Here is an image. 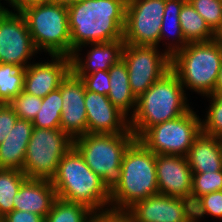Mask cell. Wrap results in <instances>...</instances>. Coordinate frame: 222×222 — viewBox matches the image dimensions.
Returning <instances> with one entry per match:
<instances>
[{
	"label": "cell",
	"mask_w": 222,
	"mask_h": 222,
	"mask_svg": "<svg viewBox=\"0 0 222 222\" xmlns=\"http://www.w3.org/2000/svg\"><path fill=\"white\" fill-rule=\"evenodd\" d=\"M18 118L33 121L41 110L42 98L22 91L9 103Z\"/></svg>",
	"instance_id": "obj_32"
},
{
	"label": "cell",
	"mask_w": 222,
	"mask_h": 222,
	"mask_svg": "<svg viewBox=\"0 0 222 222\" xmlns=\"http://www.w3.org/2000/svg\"><path fill=\"white\" fill-rule=\"evenodd\" d=\"M220 145H221V148H222V138H220Z\"/></svg>",
	"instance_id": "obj_43"
},
{
	"label": "cell",
	"mask_w": 222,
	"mask_h": 222,
	"mask_svg": "<svg viewBox=\"0 0 222 222\" xmlns=\"http://www.w3.org/2000/svg\"><path fill=\"white\" fill-rule=\"evenodd\" d=\"M80 0H49V2L58 4V5H63V6H70L72 4H75L76 2H79Z\"/></svg>",
	"instance_id": "obj_40"
},
{
	"label": "cell",
	"mask_w": 222,
	"mask_h": 222,
	"mask_svg": "<svg viewBox=\"0 0 222 222\" xmlns=\"http://www.w3.org/2000/svg\"><path fill=\"white\" fill-rule=\"evenodd\" d=\"M222 66V46L214 39L188 43L171 56V70L182 86L205 96L213 94Z\"/></svg>",
	"instance_id": "obj_5"
},
{
	"label": "cell",
	"mask_w": 222,
	"mask_h": 222,
	"mask_svg": "<svg viewBox=\"0 0 222 222\" xmlns=\"http://www.w3.org/2000/svg\"><path fill=\"white\" fill-rule=\"evenodd\" d=\"M87 133L120 134L132 133L129 119L119 111L106 95L85 89Z\"/></svg>",
	"instance_id": "obj_15"
},
{
	"label": "cell",
	"mask_w": 222,
	"mask_h": 222,
	"mask_svg": "<svg viewBox=\"0 0 222 222\" xmlns=\"http://www.w3.org/2000/svg\"><path fill=\"white\" fill-rule=\"evenodd\" d=\"M32 121L18 118L4 142L0 144V168L23 170Z\"/></svg>",
	"instance_id": "obj_20"
},
{
	"label": "cell",
	"mask_w": 222,
	"mask_h": 222,
	"mask_svg": "<svg viewBox=\"0 0 222 222\" xmlns=\"http://www.w3.org/2000/svg\"><path fill=\"white\" fill-rule=\"evenodd\" d=\"M102 211H93L86 222H130L127 211L104 208Z\"/></svg>",
	"instance_id": "obj_36"
},
{
	"label": "cell",
	"mask_w": 222,
	"mask_h": 222,
	"mask_svg": "<svg viewBox=\"0 0 222 222\" xmlns=\"http://www.w3.org/2000/svg\"><path fill=\"white\" fill-rule=\"evenodd\" d=\"M185 1L186 0H165V10H164V15L162 19L160 41L161 39L163 40L165 35H167L166 28H167V24L169 23H171L170 26L174 30L173 33H175V35L174 34L173 35L176 37L175 39H177L178 41V42L176 41L175 44L173 43V45L172 43L171 44L168 43L169 48H167L166 52L170 56L174 55L177 51L183 49L188 44L182 33V29H181L180 21H179V14Z\"/></svg>",
	"instance_id": "obj_27"
},
{
	"label": "cell",
	"mask_w": 222,
	"mask_h": 222,
	"mask_svg": "<svg viewBox=\"0 0 222 222\" xmlns=\"http://www.w3.org/2000/svg\"><path fill=\"white\" fill-rule=\"evenodd\" d=\"M57 198L80 203L92 211L110 205V194L102 179L85 163L79 151L72 146L61 158L56 174L51 179Z\"/></svg>",
	"instance_id": "obj_3"
},
{
	"label": "cell",
	"mask_w": 222,
	"mask_h": 222,
	"mask_svg": "<svg viewBox=\"0 0 222 222\" xmlns=\"http://www.w3.org/2000/svg\"><path fill=\"white\" fill-rule=\"evenodd\" d=\"M10 2V5L16 9L17 12H22L25 8L37 5L45 2H49V0H7Z\"/></svg>",
	"instance_id": "obj_38"
},
{
	"label": "cell",
	"mask_w": 222,
	"mask_h": 222,
	"mask_svg": "<svg viewBox=\"0 0 222 222\" xmlns=\"http://www.w3.org/2000/svg\"><path fill=\"white\" fill-rule=\"evenodd\" d=\"M214 40L222 46V23L214 33Z\"/></svg>",
	"instance_id": "obj_41"
},
{
	"label": "cell",
	"mask_w": 222,
	"mask_h": 222,
	"mask_svg": "<svg viewBox=\"0 0 222 222\" xmlns=\"http://www.w3.org/2000/svg\"><path fill=\"white\" fill-rule=\"evenodd\" d=\"M35 51L25 17L0 4V63L27 67Z\"/></svg>",
	"instance_id": "obj_12"
},
{
	"label": "cell",
	"mask_w": 222,
	"mask_h": 222,
	"mask_svg": "<svg viewBox=\"0 0 222 222\" xmlns=\"http://www.w3.org/2000/svg\"><path fill=\"white\" fill-rule=\"evenodd\" d=\"M164 10L165 0H127L124 44L157 46Z\"/></svg>",
	"instance_id": "obj_11"
},
{
	"label": "cell",
	"mask_w": 222,
	"mask_h": 222,
	"mask_svg": "<svg viewBox=\"0 0 222 222\" xmlns=\"http://www.w3.org/2000/svg\"><path fill=\"white\" fill-rule=\"evenodd\" d=\"M192 174V190L190 195L192 203L205 194L222 191V170Z\"/></svg>",
	"instance_id": "obj_29"
},
{
	"label": "cell",
	"mask_w": 222,
	"mask_h": 222,
	"mask_svg": "<svg viewBox=\"0 0 222 222\" xmlns=\"http://www.w3.org/2000/svg\"><path fill=\"white\" fill-rule=\"evenodd\" d=\"M193 214L198 218L209 214L222 219V191L211 192L199 197L193 203Z\"/></svg>",
	"instance_id": "obj_33"
},
{
	"label": "cell",
	"mask_w": 222,
	"mask_h": 222,
	"mask_svg": "<svg viewBox=\"0 0 222 222\" xmlns=\"http://www.w3.org/2000/svg\"><path fill=\"white\" fill-rule=\"evenodd\" d=\"M17 119L18 116L10 104L0 103V144L4 142Z\"/></svg>",
	"instance_id": "obj_35"
},
{
	"label": "cell",
	"mask_w": 222,
	"mask_h": 222,
	"mask_svg": "<svg viewBox=\"0 0 222 222\" xmlns=\"http://www.w3.org/2000/svg\"><path fill=\"white\" fill-rule=\"evenodd\" d=\"M56 199L57 194L50 180L27 178L13 198L14 210L31 212L44 219Z\"/></svg>",
	"instance_id": "obj_18"
},
{
	"label": "cell",
	"mask_w": 222,
	"mask_h": 222,
	"mask_svg": "<svg viewBox=\"0 0 222 222\" xmlns=\"http://www.w3.org/2000/svg\"><path fill=\"white\" fill-rule=\"evenodd\" d=\"M108 73L110 76V90L107 97L126 117L130 109L135 106L131 114L133 116L136 111L137 98L130 88L125 62L120 59L108 70Z\"/></svg>",
	"instance_id": "obj_22"
},
{
	"label": "cell",
	"mask_w": 222,
	"mask_h": 222,
	"mask_svg": "<svg viewBox=\"0 0 222 222\" xmlns=\"http://www.w3.org/2000/svg\"><path fill=\"white\" fill-rule=\"evenodd\" d=\"M199 220V218L198 217H196L194 214H192L189 218H187L185 221H183V222H197L198 220Z\"/></svg>",
	"instance_id": "obj_42"
},
{
	"label": "cell",
	"mask_w": 222,
	"mask_h": 222,
	"mask_svg": "<svg viewBox=\"0 0 222 222\" xmlns=\"http://www.w3.org/2000/svg\"><path fill=\"white\" fill-rule=\"evenodd\" d=\"M127 0H80L68 6L71 55L82 45L123 40Z\"/></svg>",
	"instance_id": "obj_1"
},
{
	"label": "cell",
	"mask_w": 222,
	"mask_h": 222,
	"mask_svg": "<svg viewBox=\"0 0 222 222\" xmlns=\"http://www.w3.org/2000/svg\"><path fill=\"white\" fill-rule=\"evenodd\" d=\"M62 97L60 129L72 139L87 134V114L85 103V86L83 81L72 71L59 85Z\"/></svg>",
	"instance_id": "obj_14"
},
{
	"label": "cell",
	"mask_w": 222,
	"mask_h": 222,
	"mask_svg": "<svg viewBox=\"0 0 222 222\" xmlns=\"http://www.w3.org/2000/svg\"><path fill=\"white\" fill-rule=\"evenodd\" d=\"M192 173L222 170V148L220 138L200 133L186 155Z\"/></svg>",
	"instance_id": "obj_21"
},
{
	"label": "cell",
	"mask_w": 222,
	"mask_h": 222,
	"mask_svg": "<svg viewBox=\"0 0 222 222\" xmlns=\"http://www.w3.org/2000/svg\"><path fill=\"white\" fill-rule=\"evenodd\" d=\"M213 94L222 95V66H221V69L219 71V76H218L216 88H215V91H214Z\"/></svg>",
	"instance_id": "obj_39"
},
{
	"label": "cell",
	"mask_w": 222,
	"mask_h": 222,
	"mask_svg": "<svg viewBox=\"0 0 222 222\" xmlns=\"http://www.w3.org/2000/svg\"><path fill=\"white\" fill-rule=\"evenodd\" d=\"M136 140L133 133L84 134L73 139L87 166L102 179L111 194L121 180V164L125 151Z\"/></svg>",
	"instance_id": "obj_6"
},
{
	"label": "cell",
	"mask_w": 222,
	"mask_h": 222,
	"mask_svg": "<svg viewBox=\"0 0 222 222\" xmlns=\"http://www.w3.org/2000/svg\"><path fill=\"white\" fill-rule=\"evenodd\" d=\"M90 45H94V47L88 52L84 62L79 57L80 54L73 53L71 55V71L76 76H85L99 70H109L121 59L124 41L115 40L91 43Z\"/></svg>",
	"instance_id": "obj_19"
},
{
	"label": "cell",
	"mask_w": 222,
	"mask_h": 222,
	"mask_svg": "<svg viewBox=\"0 0 222 222\" xmlns=\"http://www.w3.org/2000/svg\"><path fill=\"white\" fill-rule=\"evenodd\" d=\"M2 220L4 222H44L41 216L21 210H13L3 217Z\"/></svg>",
	"instance_id": "obj_37"
},
{
	"label": "cell",
	"mask_w": 222,
	"mask_h": 222,
	"mask_svg": "<svg viewBox=\"0 0 222 222\" xmlns=\"http://www.w3.org/2000/svg\"><path fill=\"white\" fill-rule=\"evenodd\" d=\"M215 33L222 23V2L220 0H188Z\"/></svg>",
	"instance_id": "obj_31"
},
{
	"label": "cell",
	"mask_w": 222,
	"mask_h": 222,
	"mask_svg": "<svg viewBox=\"0 0 222 222\" xmlns=\"http://www.w3.org/2000/svg\"><path fill=\"white\" fill-rule=\"evenodd\" d=\"M201 133V119L190 109L187 113L148 128L138 140L156 155L186 156Z\"/></svg>",
	"instance_id": "obj_9"
},
{
	"label": "cell",
	"mask_w": 222,
	"mask_h": 222,
	"mask_svg": "<svg viewBox=\"0 0 222 222\" xmlns=\"http://www.w3.org/2000/svg\"><path fill=\"white\" fill-rule=\"evenodd\" d=\"M158 193L190 200L192 169L186 156L156 155Z\"/></svg>",
	"instance_id": "obj_16"
},
{
	"label": "cell",
	"mask_w": 222,
	"mask_h": 222,
	"mask_svg": "<svg viewBox=\"0 0 222 222\" xmlns=\"http://www.w3.org/2000/svg\"><path fill=\"white\" fill-rule=\"evenodd\" d=\"M179 21L187 43L205 42L214 39V32L188 0L182 6Z\"/></svg>",
	"instance_id": "obj_23"
},
{
	"label": "cell",
	"mask_w": 222,
	"mask_h": 222,
	"mask_svg": "<svg viewBox=\"0 0 222 222\" xmlns=\"http://www.w3.org/2000/svg\"><path fill=\"white\" fill-rule=\"evenodd\" d=\"M184 92L178 76L170 70L137 98L136 111L129 117L136 139L148 128L187 113L191 108Z\"/></svg>",
	"instance_id": "obj_2"
},
{
	"label": "cell",
	"mask_w": 222,
	"mask_h": 222,
	"mask_svg": "<svg viewBox=\"0 0 222 222\" xmlns=\"http://www.w3.org/2000/svg\"><path fill=\"white\" fill-rule=\"evenodd\" d=\"M62 97L60 89H56L42 98L41 110L32 121L34 127L44 129L60 128L62 113Z\"/></svg>",
	"instance_id": "obj_26"
},
{
	"label": "cell",
	"mask_w": 222,
	"mask_h": 222,
	"mask_svg": "<svg viewBox=\"0 0 222 222\" xmlns=\"http://www.w3.org/2000/svg\"><path fill=\"white\" fill-rule=\"evenodd\" d=\"M25 66L0 63V103L9 104L23 91Z\"/></svg>",
	"instance_id": "obj_25"
},
{
	"label": "cell",
	"mask_w": 222,
	"mask_h": 222,
	"mask_svg": "<svg viewBox=\"0 0 222 222\" xmlns=\"http://www.w3.org/2000/svg\"><path fill=\"white\" fill-rule=\"evenodd\" d=\"M157 194L156 154L136 139L124 153L120 184L110 194L111 209L127 211L136 202Z\"/></svg>",
	"instance_id": "obj_4"
},
{
	"label": "cell",
	"mask_w": 222,
	"mask_h": 222,
	"mask_svg": "<svg viewBox=\"0 0 222 222\" xmlns=\"http://www.w3.org/2000/svg\"><path fill=\"white\" fill-rule=\"evenodd\" d=\"M28 177L18 169L0 168V219L14 210V196Z\"/></svg>",
	"instance_id": "obj_24"
},
{
	"label": "cell",
	"mask_w": 222,
	"mask_h": 222,
	"mask_svg": "<svg viewBox=\"0 0 222 222\" xmlns=\"http://www.w3.org/2000/svg\"><path fill=\"white\" fill-rule=\"evenodd\" d=\"M93 211L84 204L57 198L44 222H86Z\"/></svg>",
	"instance_id": "obj_28"
},
{
	"label": "cell",
	"mask_w": 222,
	"mask_h": 222,
	"mask_svg": "<svg viewBox=\"0 0 222 222\" xmlns=\"http://www.w3.org/2000/svg\"><path fill=\"white\" fill-rule=\"evenodd\" d=\"M157 50V46H123L121 59L127 66L130 88L136 98L171 70V56Z\"/></svg>",
	"instance_id": "obj_10"
},
{
	"label": "cell",
	"mask_w": 222,
	"mask_h": 222,
	"mask_svg": "<svg viewBox=\"0 0 222 222\" xmlns=\"http://www.w3.org/2000/svg\"><path fill=\"white\" fill-rule=\"evenodd\" d=\"M127 213L130 222H183L193 214V203L157 194L136 202Z\"/></svg>",
	"instance_id": "obj_13"
},
{
	"label": "cell",
	"mask_w": 222,
	"mask_h": 222,
	"mask_svg": "<svg viewBox=\"0 0 222 222\" xmlns=\"http://www.w3.org/2000/svg\"><path fill=\"white\" fill-rule=\"evenodd\" d=\"M52 61L29 64L25 69L23 91L39 98L59 88L71 71V57L51 55Z\"/></svg>",
	"instance_id": "obj_17"
},
{
	"label": "cell",
	"mask_w": 222,
	"mask_h": 222,
	"mask_svg": "<svg viewBox=\"0 0 222 222\" xmlns=\"http://www.w3.org/2000/svg\"><path fill=\"white\" fill-rule=\"evenodd\" d=\"M35 48L50 55L71 57L68 8L45 2L25 8L22 12Z\"/></svg>",
	"instance_id": "obj_7"
},
{
	"label": "cell",
	"mask_w": 222,
	"mask_h": 222,
	"mask_svg": "<svg viewBox=\"0 0 222 222\" xmlns=\"http://www.w3.org/2000/svg\"><path fill=\"white\" fill-rule=\"evenodd\" d=\"M72 146L73 139L60 128L34 127L22 171L28 178L51 181L61 158Z\"/></svg>",
	"instance_id": "obj_8"
},
{
	"label": "cell",
	"mask_w": 222,
	"mask_h": 222,
	"mask_svg": "<svg viewBox=\"0 0 222 222\" xmlns=\"http://www.w3.org/2000/svg\"><path fill=\"white\" fill-rule=\"evenodd\" d=\"M207 97H211V105L205 121L201 122V132L222 138V95L210 94Z\"/></svg>",
	"instance_id": "obj_30"
},
{
	"label": "cell",
	"mask_w": 222,
	"mask_h": 222,
	"mask_svg": "<svg viewBox=\"0 0 222 222\" xmlns=\"http://www.w3.org/2000/svg\"><path fill=\"white\" fill-rule=\"evenodd\" d=\"M77 77L83 81L86 90L106 96L108 95L110 90V76L108 70H99L92 74Z\"/></svg>",
	"instance_id": "obj_34"
}]
</instances>
